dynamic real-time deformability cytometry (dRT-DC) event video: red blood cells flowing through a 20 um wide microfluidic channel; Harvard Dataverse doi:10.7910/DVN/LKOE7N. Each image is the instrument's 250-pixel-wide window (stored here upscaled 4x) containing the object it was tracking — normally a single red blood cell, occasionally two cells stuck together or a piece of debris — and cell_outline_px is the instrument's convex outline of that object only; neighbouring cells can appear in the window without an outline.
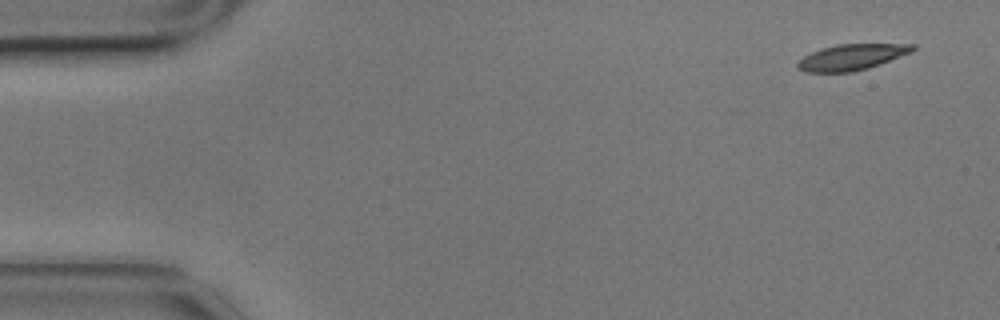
{"species": "common noctule bat (a hibernating species)", "species_latin": "Nyctalus noctula", "temperature_condition": "cold", "stored_images_in_passage": 3, "camera_frame_rate_fps": 3000, "um_per_image_px": 0.085, "animal": {"sex": "male", "body_mass_g": 17.9}, "frame": {"image": 1, "passage_image": 1, "time_ms": 0.0, "image_size_px": [1000, 320], "cell_outline_px": [[916, 48], [912, 52], [880, 64], [868, 68], [852, 72], [804, 72], [796, 68], [796, 64], [804, 56], [812, 52], [836, 44], [916, 44]], "centroid_in_image_um": [72.4, 4.86], "position_along_channel_um": 12.6, "area_um2": 17.34}}